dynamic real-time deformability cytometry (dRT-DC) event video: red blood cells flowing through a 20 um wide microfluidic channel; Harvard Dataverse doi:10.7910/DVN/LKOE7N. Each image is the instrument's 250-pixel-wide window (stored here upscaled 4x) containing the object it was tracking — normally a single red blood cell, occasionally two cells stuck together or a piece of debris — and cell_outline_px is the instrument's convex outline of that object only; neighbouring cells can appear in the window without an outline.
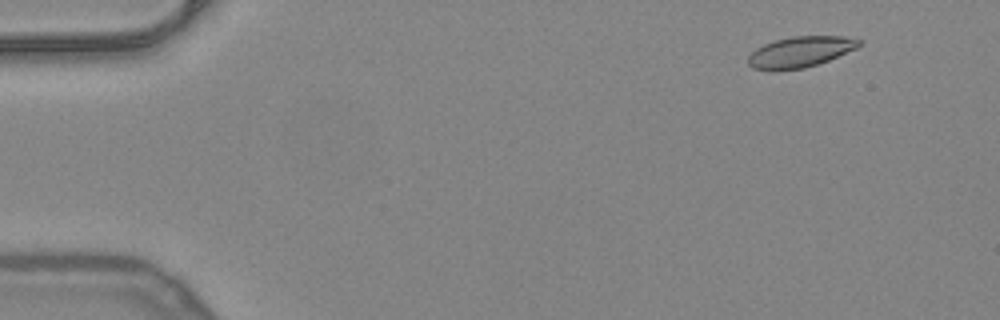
{"species": "common noctule bat (a hibernating species)", "species_latin": "Nyctalus noctula", "temperature_condition": "warm", "stored_images_in_passage": 52, "camera_frame_rate_fps": 3000, "um_per_image_px": 0.085, "animal": {"sex": "female", "body_mass_g": 24.6, "forearm_length_mm": 56.2}, "frame": {"image": 1, "passage_image": 5, "time_ms": 1.333, "image_size_px": [1000, 320], "cell_outline_px": [[864, 40], [856, 48], [828, 60], [804, 68], [776, 72], [772, 72], [752, 68], [748, 64], [748, 56], [756, 48], [764, 44], [776, 40], [792, 36], [844, 36]], "centroid_in_image_um": [67.98, 4.43], "position_along_channel_um": 17.0, "area_um2": 20.11}}
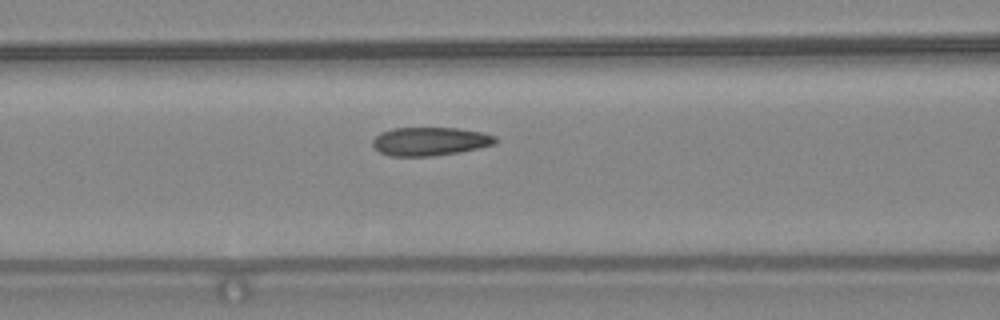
{"frame": {"image": 2, "passage_image": 22, "time_ms": 7.0, "image_size_px": [1000, 320], "cell_outline_px": [[500, 140], [496, 144], [480, 148], [460, 152], [432, 156], [392, 156], [380, 152], [372, 144], [372, 140], [380, 132], [392, 128], [456, 128], [484, 132], [496, 136]], "centroid_in_image_um": [36.61, 12.01], "position_along_channel_um": 130.0, "area_um2": 20.58}}
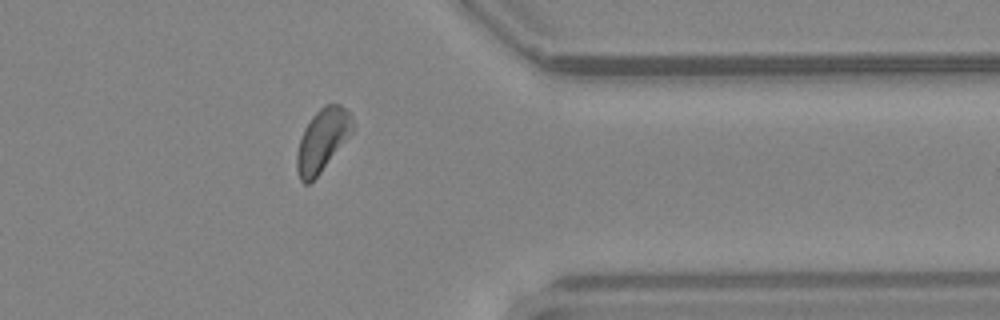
{"frame": {"image": 3, "passage_image": 42, "time_ms": 13.667, "image_size_px": [1000, 320], "cell_outline_px": [[352, 132], [320, 172], [308, 184], [304, 184], [300, 180], [296, 168], [296, 152], [304, 128], [312, 116], [324, 104], [340, 104], [352, 116]], "centroid_in_image_um": [27.37, 11.9], "position_along_channel_um": 384.0, "area_um2": 19.94}, "authors_computed_cell_mechanics": {"area_um2": 20.4901, "velocity_mm_per_s": 3.9922, "shape_relaxation_time_tau1_ms": 4.4073, "shape_relaxation_time_tau2_ms": 1.1571, "deformation_change_tau1": 0.1127, "deformation_change_tau2": 0.0525}}